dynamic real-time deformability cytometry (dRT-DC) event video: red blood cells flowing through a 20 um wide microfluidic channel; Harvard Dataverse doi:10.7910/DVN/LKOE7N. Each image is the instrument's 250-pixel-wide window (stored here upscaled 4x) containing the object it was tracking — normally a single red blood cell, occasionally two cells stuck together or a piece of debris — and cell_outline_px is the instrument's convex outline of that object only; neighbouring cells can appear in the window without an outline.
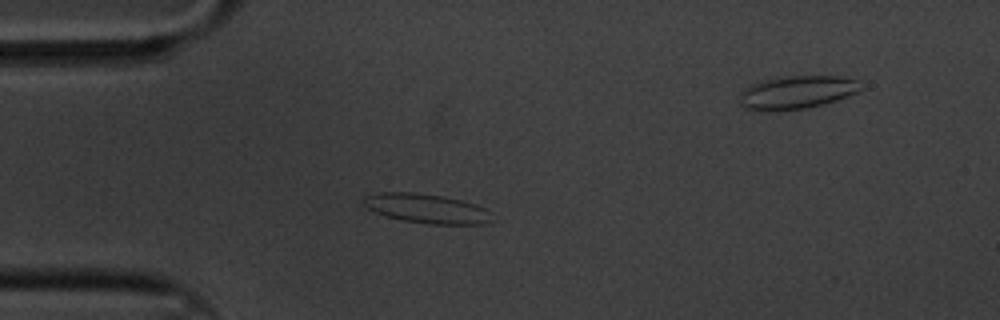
{"species": "common noctule bat (a hibernating species)", "species_latin": "Nyctalus noctula", "temperature_condition": "cold", "stored_images_in_passage": 52, "camera_frame_rate_fps": 3000, "um_per_image_px": 0.085, "animal": {"sex": "male", "body_mass_g": 20.1, "forearm_length_mm": 53.5}, "frame": {"image": 1, "passage_image": 7, "time_ms": 2.0, "image_size_px": [1000, 320], "cell_outline_px": [[488, 224], [428, 224], [400, 220], [384, 216], [368, 208], [364, 204], [364, 196], [380, 192], [416, 192], [444, 196], [476, 204], [484, 208], [488, 220]], "centroid_in_image_um": [36.18, 17.72], "position_along_channel_um": 48.8, "area_um2": 21.73}}
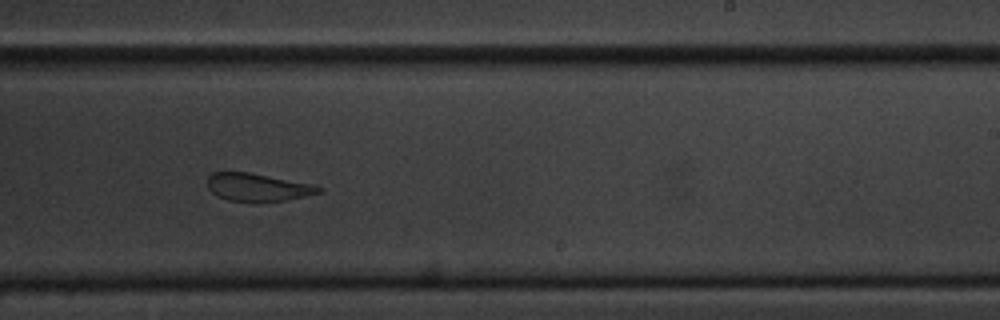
{"frame": {"image": 2, "passage_image": 28, "time_ms": 9.0, "image_size_px": [1000, 320], "cell_outline_px": [[324, 188], [320, 192], [288, 200], [256, 204], [252, 204], [228, 200], [216, 196], [208, 188], [208, 176], [212, 172], [248, 172], [312, 184]], "centroid_in_image_um": [21.87, 15.95], "position_along_channel_um": 267.1, "area_um2": 18.5}}
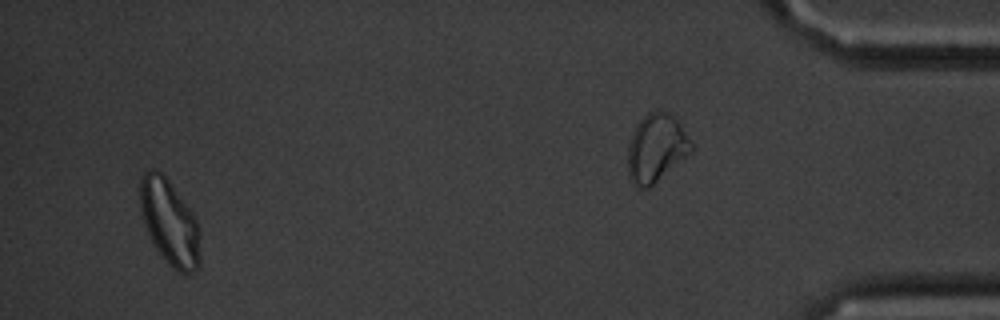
{"frame": {"image": 3, "passage_image": 49, "time_ms": 16.0, "image_size_px": [1000, 320], "cell_outline_px": [[200, 264], [188, 276], [176, 272], [168, 264], [156, 248], [148, 236], [144, 224], [140, 208], [140, 176], [144, 172], [152, 168], [160, 172], [168, 180], [192, 212], [200, 228]], "centroid_in_image_um": [14.42, 18.94], "position_along_channel_um": 420.8, "area_um2": 30.17}, "authors_computed_cell_mechanics": {"area_um2": 20.3456, "velocity_mm_per_s": 3.2928, "shape_relaxation_time_tau1_ms": 6.9547, "shape_relaxation_time_tau2_ms": 1.7572, "deformation_change_tau1": 0.1508, "deformation_change_tau2": 0.085}}